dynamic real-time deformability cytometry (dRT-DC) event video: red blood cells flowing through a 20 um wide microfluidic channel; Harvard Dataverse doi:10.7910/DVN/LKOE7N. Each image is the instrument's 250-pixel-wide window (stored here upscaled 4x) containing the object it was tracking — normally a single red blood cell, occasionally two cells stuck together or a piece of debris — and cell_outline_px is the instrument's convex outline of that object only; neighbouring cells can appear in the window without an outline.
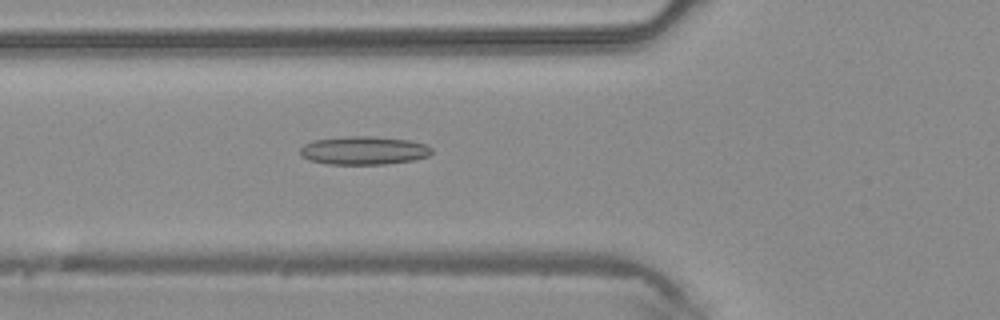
{"species": "common noctule bat (a hibernating species)", "species_latin": "Nyctalus noctula", "temperature_condition": "warm", "stored_images_in_passage": 45, "camera_frame_rate_fps": 3000, "um_per_image_px": 0.085, "animal": {"sex": "male", "body_mass_g": 20.4}, "frame": {"image": 1, "passage_image": 16, "time_ms": 5.0, "image_size_px": [1000, 320], "cell_outline_px": [[432, 152], [428, 156], [412, 160], [384, 164], [328, 164], [308, 160], [300, 156], [300, 148], [304, 144], [312, 140], [348, 136], [372, 136], [408, 140], [428, 144], [432, 148]], "centroid_in_image_um": [30.9, 12.78], "position_along_channel_um": 94.9, "area_um2": 21.85}}
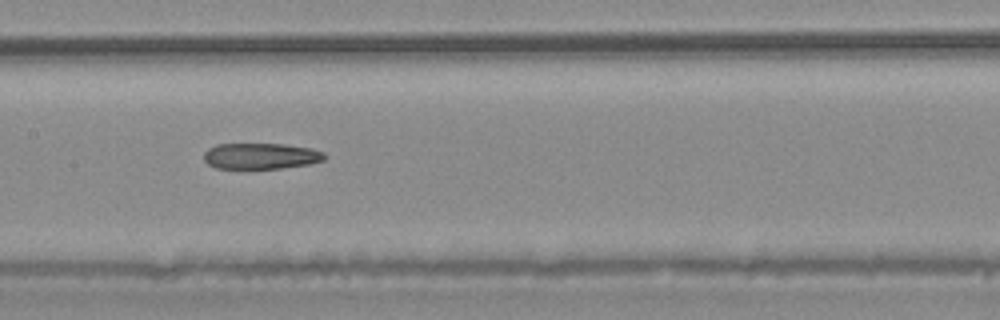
{"frame": {"image": 2, "passage_image": 22, "time_ms": 7.0, "image_size_px": [1000, 320], "cell_outline_px": [[328, 156], [324, 160], [312, 164], [280, 168], [216, 168], [208, 164], [204, 160], [204, 152], [208, 148], [216, 144], [284, 144], [312, 148], [324, 152]], "centroid_in_image_um": [22.21, 13.26], "position_along_channel_um": 185.2, "area_um2": 18.44}}
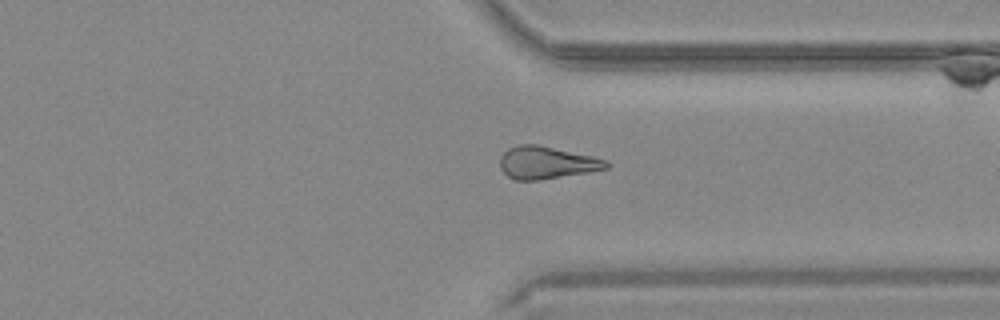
{"frame": {"image": 3, "passage_image": 34, "time_ms": 11.0, "image_size_px": [1000, 320], "cell_outline_px": [[608, 168], [540, 180], [516, 180], [508, 176], [500, 168], [500, 156], [508, 148], [516, 144], [536, 144], [592, 156], [604, 160], [608, 164]], "centroid_in_image_um": [46.39, 13.82], "position_along_channel_um": 365.0, "area_um2": 19.83}}